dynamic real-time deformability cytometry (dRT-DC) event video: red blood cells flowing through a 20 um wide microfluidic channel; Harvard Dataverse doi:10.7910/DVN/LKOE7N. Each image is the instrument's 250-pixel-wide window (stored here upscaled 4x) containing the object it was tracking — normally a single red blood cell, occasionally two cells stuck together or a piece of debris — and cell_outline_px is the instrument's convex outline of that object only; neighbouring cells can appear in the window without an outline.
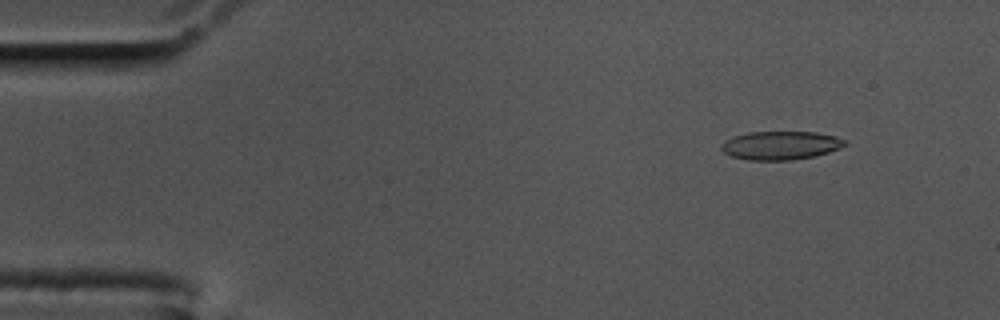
{"species": "common noctule bat (a hibernating species)", "species_latin": "Nyctalus noctula", "temperature_condition": "cold", "stored_images_in_passage": 57, "camera_frame_rate_fps": 3000, "um_per_image_px": 0.085, "animal": {"sex": "male", "body_mass_g": 17.5, "forearm_length_mm": 52.3}, "frame": {"image": 1, "passage_image": 6, "time_ms": 1.667, "image_size_px": [1000, 320], "cell_outline_px": [[844, 144], [840, 148], [816, 156], [792, 160], [748, 160], [732, 156], [724, 152], [720, 148], [720, 144], [724, 140], [732, 136], [748, 132], [816, 132], [836, 136], [844, 140]], "centroid_in_image_um": [66.3, 12.36], "position_along_channel_um": 18.7, "area_um2": 20.58}}
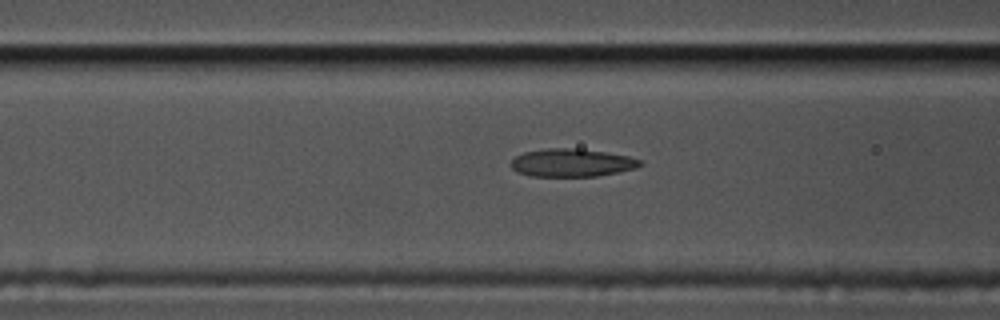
{"frame": {"image": 2, "passage_image": 22, "time_ms": 7.0, "image_size_px": [1000, 320], "cell_outline_px": [[644, 164], [636, 168], [596, 176], [532, 176], [516, 172], [508, 164], [516, 156], [524, 152], [548, 148], [576, 148], [604, 152], [628, 156], [640, 160]], "centroid_in_image_um": [48.57, 13.83], "position_along_channel_um": 118.0, "area_um2": 20.98}}
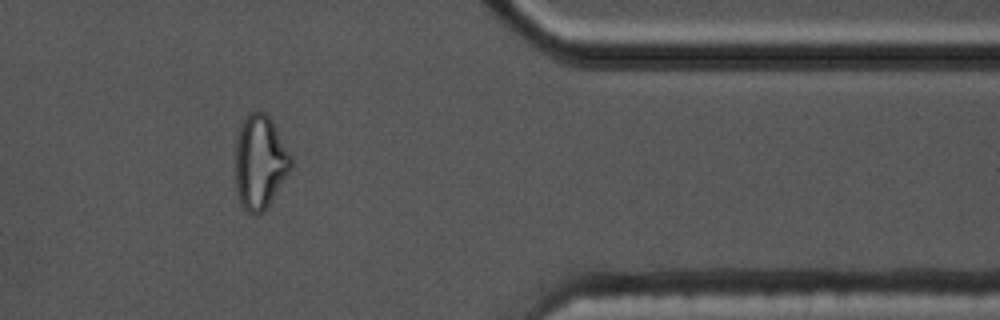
{"frame": {"image": 3, "passage_image": 47, "time_ms": 15.333, "image_size_px": [1000, 320], "cell_outline_px": [[292, 168], [268, 204], [256, 216], [252, 216], [240, 204], [236, 188], [236, 140], [240, 124], [248, 112], [264, 112], [272, 120], [292, 156]], "centroid_in_image_um": [22.09, 13.75], "position_along_channel_um": 389.3, "area_um2": 30.35}, "authors_computed_cell_mechanics": {"area_um2": 21.1548, "velocity_mm_per_s": 3.4971, "shape_relaxation_time_tau1_ms": null, "shape_relaxation_time_tau2_ms": 2.5749, "deformation_change_tau1": null, "deformation_change_tau2": 0.1153}}